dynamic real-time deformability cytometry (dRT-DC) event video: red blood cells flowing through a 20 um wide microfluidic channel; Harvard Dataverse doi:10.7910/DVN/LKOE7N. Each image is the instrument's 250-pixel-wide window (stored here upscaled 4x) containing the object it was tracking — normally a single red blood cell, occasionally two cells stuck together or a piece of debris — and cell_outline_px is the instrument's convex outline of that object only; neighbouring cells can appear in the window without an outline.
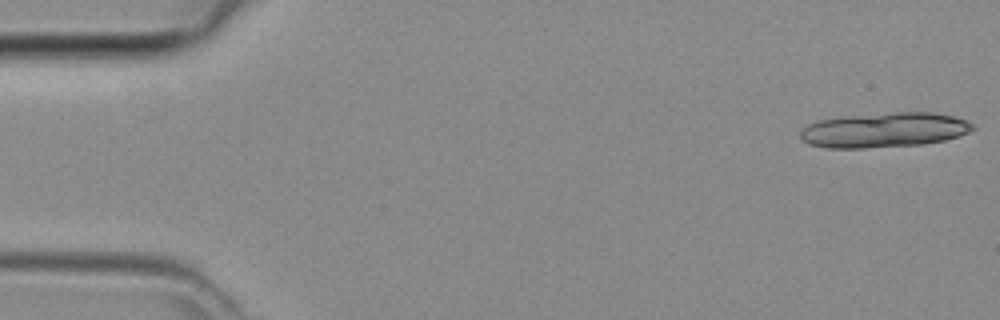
{"species": "common noctule bat (a hibernating species)", "species_latin": "Nyctalus noctula", "temperature_condition": "room temperature", "stored_images_in_passage": 14, "camera_frame_rate_fps": 3000, "um_per_image_px": 0.085, "animal": {"sex": "female", "body_mass_g": 29.2, "forearm_length_mm": 56.3}, "frame": {"image": 1, "passage_image": 1, "time_ms": 0.0, "image_size_px": [1000, 320], "cell_outline_px": [[976, 128], [968, 132], [944, 140], [924, 144], [864, 148], [828, 148], [808, 144], [800, 136], [800, 132], [808, 124], [816, 120], [848, 116], [896, 112], [932, 112], [952, 116], [968, 120]], "centroid_in_image_um": [75.16, 11.05], "position_along_channel_um": 9.8, "area_um2": 34.91}}